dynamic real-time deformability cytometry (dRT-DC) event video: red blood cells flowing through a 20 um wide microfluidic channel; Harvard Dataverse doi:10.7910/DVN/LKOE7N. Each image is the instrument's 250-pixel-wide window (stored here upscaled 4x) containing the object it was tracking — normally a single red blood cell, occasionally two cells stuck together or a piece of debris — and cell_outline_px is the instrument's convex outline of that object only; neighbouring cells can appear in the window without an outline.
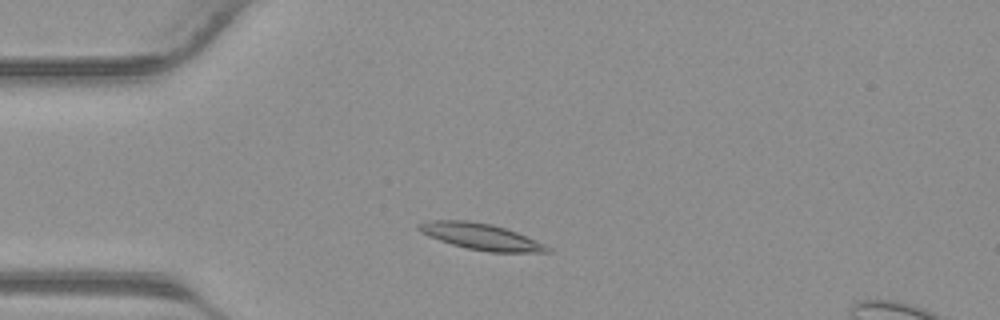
{"species": "common noctule bat (a hibernating species)", "species_latin": "Nyctalus noctula", "temperature_condition": "warm", "stored_images_in_passage": 37, "segment_of_instrument_passage": [1, 2], "camera_frame_rate_fps": 3000, "um_per_image_px": 0.085, "animal": {"sex": "male", "body_mass_g": 23.1, "forearm_length_mm": 52.7}, "frame": {"image": 1, "passage_image": 5, "time_ms": 1.333, "image_size_px": [1000, 320], "cell_outline_px": [[552, 252], [488, 252], [468, 248], [452, 244], [428, 236], [420, 232], [416, 228], [416, 224], [428, 220], [468, 220], [492, 224], [516, 232], [552, 248]], "centroid_in_image_um": [40.82, 20.1], "position_along_channel_um": 44.2, "area_um2": 19.59}}
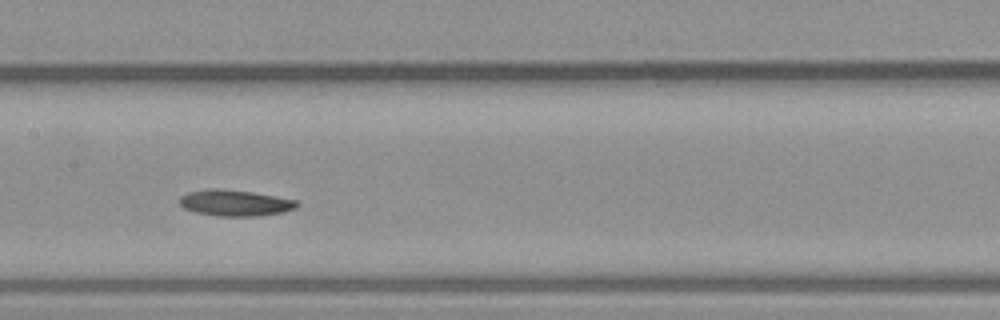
{"frame": {"image": 2, "passage_image": 15, "time_ms": 4.667, "image_size_px": [1000, 320], "cell_outline_px": [[300, 204], [296, 208], [280, 212], [260, 216], [220, 216], [196, 212], [184, 208], [180, 204], [180, 196], [188, 192], [208, 188], [220, 188], [252, 192], [296, 200]], "centroid_in_image_um": [19.96, 17.24], "position_along_channel_um": 187.4, "area_um2": 17.8}}
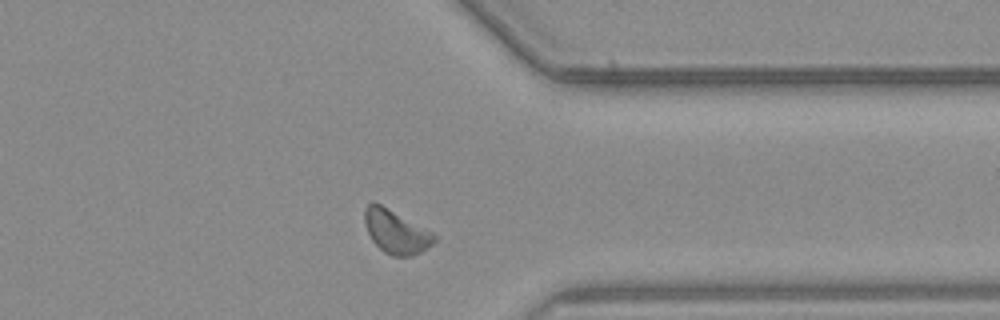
{"frame": {"image": 3, "passage_image": 27, "time_ms": 8.667, "image_size_px": [1000, 320], "cell_outline_px": [[436, 240], [432, 244], [420, 252], [412, 256], [392, 256], [384, 252], [372, 240], [368, 232], [364, 220], [364, 208], [372, 200], [380, 204], [432, 232], [436, 236]], "centroid_in_image_um": [33.63, 19.69], "position_along_channel_um": 377.8, "area_um2": 17.4}}